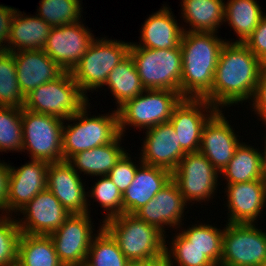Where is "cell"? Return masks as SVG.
Instances as JSON below:
<instances>
[{
    "label": "cell",
    "instance_id": "cell-1",
    "mask_svg": "<svg viewBox=\"0 0 266 266\" xmlns=\"http://www.w3.org/2000/svg\"><path fill=\"white\" fill-rule=\"evenodd\" d=\"M263 66L244 43L226 42L219 55L212 90L203 99L218 110L249 103Z\"/></svg>",
    "mask_w": 266,
    "mask_h": 266
},
{
    "label": "cell",
    "instance_id": "cell-2",
    "mask_svg": "<svg viewBox=\"0 0 266 266\" xmlns=\"http://www.w3.org/2000/svg\"><path fill=\"white\" fill-rule=\"evenodd\" d=\"M226 42L217 33L184 31L180 44L183 98L203 99L212 90L219 55Z\"/></svg>",
    "mask_w": 266,
    "mask_h": 266
},
{
    "label": "cell",
    "instance_id": "cell-3",
    "mask_svg": "<svg viewBox=\"0 0 266 266\" xmlns=\"http://www.w3.org/2000/svg\"><path fill=\"white\" fill-rule=\"evenodd\" d=\"M119 249L131 263L156 262L164 258L165 235L134 214L123 213L103 222Z\"/></svg>",
    "mask_w": 266,
    "mask_h": 266
},
{
    "label": "cell",
    "instance_id": "cell-4",
    "mask_svg": "<svg viewBox=\"0 0 266 266\" xmlns=\"http://www.w3.org/2000/svg\"><path fill=\"white\" fill-rule=\"evenodd\" d=\"M90 104L87 103L78 113L64 120L63 161L78 152L113 142L120 135L118 111L114 109L111 113L91 116L88 111Z\"/></svg>",
    "mask_w": 266,
    "mask_h": 266
},
{
    "label": "cell",
    "instance_id": "cell-5",
    "mask_svg": "<svg viewBox=\"0 0 266 266\" xmlns=\"http://www.w3.org/2000/svg\"><path fill=\"white\" fill-rule=\"evenodd\" d=\"M130 46L131 42L96 37L71 71L81 91L86 95L103 88L110 71L129 55Z\"/></svg>",
    "mask_w": 266,
    "mask_h": 266
},
{
    "label": "cell",
    "instance_id": "cell-6",
    "mask_svg": "<svg viewBox=\"0 0 266 266\" xmlns=\"http://www.w3.org/2000/svg\"><path fill=\"white\" fill-rule=\"evenodd\" d=\"M89 100L75 83L71 72L65 71L57 79L41 84L26 95L23 108L66 120L78 113Z\"/></svg>",
    "mask_w": 266,
    "mask_h": 266
},
{
    "label": "cell",
    "instance_id": "cell-7",
    "mask_svg": "<svg viewBox=\"0 0 266 266\" xmlns=\"http://www.w3.org/2000/svg\"><path fill=\"white\" fill-rule=\"evenodd\" d=\"M143 87L147 90H172L180 92L182 79L181 47L149 49L130 47Z\"/></svg>",
    "mask_w": 266,
    "mask_h": 266
},
{
    "label": "cell",
    "instance_id": "cell-8",
    "mask_svg": "<svg viewBox=\"0 0 266 266\" xmlns=\"http://www.w3.org/2000/svg\"><path fill=\"white\" fill-rule=\"evenodd\" d=\"M182 99L180 92L145 89L117 110L120 134L124 136L127 127L142 131L169 122L173 109Z\"/></svg>",
    "mask_w": 266,
    "mask_h": 266
},
{
    "label": "cell",
    "instance_id": "cell-9",
    "mask_svg": "<svg viewBox=\"0 0 266 266\" xmlns=\"http://www.w3.org/2000/svg\"><path fill=\"white\" fill-rule=\"evenodd\" d=\"M23 147L31 160L49 163L63 161L62 128L64 120L22 108Z\"/></svg>",
    "mask_w": 266,
    "mask_h": 266
},
{
    "label": "cell",
    "instance_id": "cell-10",
    "mask_svg": "<svg viewBox=\"0 0 266 266\" xmlns=\"http://www.w3.org/2000/svg\"><path fill=\"white\" fill-rule=\"evenodd\" d=\"M256 225H224L220 266H260L266 261V232Z\"/></svg>",
    "mask_w": 266,
    "mask_h": 266
},
{
    "label": "cell",
    "instance_id": "cell-11",
    "mask_svg": "<svg viewBox=\"0 0 266 266\" xmlns=\"http://www.w3.org/2000/svg\"><path fill=\"white\" fill-rule=\"evenodd\" d=\"M220 173L200 152L186 153L172 172V180L177 184L186 203L201 204L210 201L218 193ZM214 196V197H213Z\"/></svg>",
    "mask_w": 266,
    "mask_h": 266
},
{
    "label": "cell",
    "instance_id": "cell-12",
    "mask_svg": "<svg viewBox=\"0 0 266 266\" xmlns=\"http://www.w3.org/2000/svg\"><path fill=\"white\" fill-rule=\"evenodd\" d=\"M90 216L89 213L70 214L56 231L49 234L64 266H84L90 244L96 235Z\"/></svg>",
    "mask_w": 266,
    "mask_h": 266
},
{
    "label": "cell",
    "instance_id": "cell-13",
    "mask_svg": "<svg viewBox=\"0 0 266 266\" xmlns=\"http://www.w3.org/2000/svg\"><path fill=\"white\" fill-rule=\"evenodd\" d=\"M95 38L81 21L52 27L43 50L64 71L71 72Z\"/></svg>",
    "mask_w": 266,
    "mask_h": 266
},
{
    "label": "cell",
    "instance_id": "cell-14",
    "mask_svg": "<svg viewBox=\"0 0 266 266\" xmlns=\"http://www.w3.org/2000/svg\"><path fill=\"white\" fill-rule=\"evenodd\" d=\"M218 111L206 99L183 98L173 109L169 122L185 153L199 152L204 125Z\"/></svg>",
    "mask_w": 266,
    "mask_h": 266
},
{
    "label": "cell",
    "instance_id": "cell-15",
    "mask_svg": "<svg viewBox=\"0 0 266 266\" xmlns=\"http://www.w3.org/2000/svg\"><path fill=\"white\" fill-rule=\"evenodd\" d=\"M16 218L20 232L31 235H49L56 231L70 216L60 201L47 188L39 192Z\"/></svg>",
    "mask_w": 266,
    "mask_h": 266
},
{
    "label": "cell",
    "instance_id": "cell-16",
    "mask_svg": "<svg viewBox=\"0 0 266 266\" xmlns=\"http://www.w3.org/2000/svg\"><path fill=\"white\" fill-rule=\"evenodd\" d=\"M48 165L44 160H30L19 168L10 165L6 215L17 217L22 208L47 188Z\"/></svg>",
    "mask_w": 266,
    "mask_h": 266
},
{
    "label": "cell",
    "instance_id": "cell-17",
    "mask_svg": "<svg viewBox=\"0 0 266 266\" xmlns=\"http://www.w3.org/2000/svg\"><path fill=\"white\" fill-rule=\"evenodd\" d=\"M188 204L184 200L177 184L171 181L161 189L146 205L138 209L134 215L149 225L160 230L165 238V228L178 230L184 225V212ZM167 226V227H166Z\"/></svg>",
    "mask_w": 266,
    "mask_h": 266
},
{
    "label": "cell",
    "instance_id": "cell-18",
    "mask_svg": "<svg viewBox=\"0 0 266 266\" xmlns=\"http://www.w3.org/2000/svg\"><path fill=\"white\" fill-rule=\"evenodd\" d=\"M225 110H218L204 125L199 152L221 173L234 156L241 141L224 116ZM237 134V135H236Z\"/></svg>",
    "mask_w": 266,
    "mask_h": 266
},
{
    "label": "cell",
    "instance_id": "cell-19",
    "mask_svg": "<svg viewBox=\"0 0 266 266\" xmlns=\"http://www.w3.org/2000/svg\"><path fill=\"white\" fill-rule=\"evenodd\" d=\"M81 178L67 161L48 165L47 189L70 214H90L91 211L88 207L91 201L87 199V188Z\"/></svg>",
    "mask_w": 266,
    "mask_h": 266
},
{
    "label": "cell",
    "instance_id": "cell-20",
    "mask_svg": "<svg viewBox=\"0 0 266 266\" xmlns=\"http://www.w3.org/2000/svg\"><path fill=\"white\" fill-rule=\"evenodd\" d=\"M145 131V138L141 139L143 145L139 154L140 160L144 164L172 173L186 154L180 146L174 127L170 122H166Z\"/></svg>",
    "mask_w": 266,
    "mask_h": 266
},
{
    "label": "cell",
    "instance_id": "cell-21",
    "mask_svg": "<svg viewBox=\"0 0 266 266\" xmlns=\"http://www.w3.org/2000/svg\"><path fill=\"white\" fill-rule=\"evenodd\" d=\"M227 223H256L266 207V185L262 180L226 184ZM259 216V217H258Z\"/></svg>",
    "mask_w": 266,
    "mask_h": 266
},
{
    "label": "cell",
    "instance_id": "cell-22",
    "mask_svg": "<svg viewBox=\"0 0 266 266\" xmlns=\"http://www.w3.org/2000/svg\"><path fill=\"white\" fill-rule=\"evenodd\" d=\"M17 79L24 96L41 84L53 81L65 71L43 49L12 52Z\"/></svg>",
    "mask_w": 266,
    "mask_h": 266
},
{
    "label": "cell",
    "instance_id": "cell-23",
    "mask_svg": "<svg viewBox=\"0 0 266 266\" xmlns=\"http://www.w3.org/2000/svg\"><path fill=\"white\" fill-rule=\"evenodd\" d=\"M169 5L149 15L142 24L139 44L131 42L130 47H144L149 49L178 48L184 33L182 25L175 19ZM181 25V26H180Z\"/></svg>",
    "mask_w": 266,
    "mask_h": 266
},
{
    "label": "cell",
    "instance_id": "cell-24",
    "mask_svg": "<svg viewBox=\"0 0 266 266\" xmlns=\"http://www.w3.org/2000/svg\"><path fill=\"white\" fill-rule=\"evenodd\" d=\"M172 179V173L160 167L141 163L134 180L123 193V213L134 214L146 205Z\"/></svg>",
    "mask_w": 266,
    "mask_h": 266
},
{
    "label": "cell",
    "instance_id": "cell-25",
    "mask_svg": "<svg viewBox=\"0 0 266 266\" xmlns=\"http://www.w3.org/2000/svg\"><path fill=\"white\" fill-rule=\"evenodd\" d=\"M120 134L113 142L104 144L87 151H81L71 156L67 162L80 175L82 172L87 176H105L108 175L111 169L122 155L129 150L124 149Z\"/></svg>",
    "mask_w": 266,
    "mask_h": 266
},
{
    "label": "cell",
    "instance_id": "cell-26",
    "mask_svg": "<svg viewBox=\"0 0 266 266\" xmlns=\"http://www.w3.org/2000/svg\"><path fill=\"white\" fill-rule=\"evenodd\" d=\"M52 27L37 15L16 10L12 21L8 51L43 49Z\"/></svg>",
    "mask_w": 266,
    "mask_h": 266
},
{
    "label": "cell",
    "instance_id": "cell-27",
    "mask_svg": "<svg viewBox=\"0 0 266 266\" xmlns=\"http://www.w3.org/2000/svg\"><path fill=\"white\" fill-rule=\"evenodd\" d=\"M180 3V18L189 24L185 25L189 28L182 25L184 31L218 33L224 24L225 0H181Z\"/></svg>",
    "mask_w": 266,
    "mask_h": 266
},
{
    "label": "cell",
    "instance_id": "cell-28",
    "mask_svg": "<svg viewBox=\"0 0 266 266\" xmlns=\"http://www.w3.org/2000/svg\"><path fill=\"white\" fill-rule=\"evenodd\" d=\"M104 86L115 98L116 110L145 90L130 54L110 71Z\"/></svg>",
    "mask_w": 266,
    "mask_h": 266
},
{
    "label": "cell",
    "instance_id": "cell-29",
    "mask_svg": "<svg viewBox=\"0 0 266 266\" xmlns=\"http://www.w3.org/2000/svg\"><path fill=\"white\" fill-rule=\"evenodd\" d=\"M264 15L257 0H227L225 2L224 23L233 28L237 35L234 43H244Z\"/></svg>",
    "mask_w": 266,
    "mask_h": 266
},
{
    "label": "cell",
    "instance_id": "cell-30",
    "mask_svg": "<svg viewBox=\"0 0 266 266\" xmlns=\"http://www.w3.org/2000/svg\"><path fill=\"white\" fill-rule=\"evenodd\" d=\"M261 164L262 154L259 147L254 148L242 140L220 176L226 180L225 184L261 180Z\"/></svg>",
    "mask_w": 266,
    "mask_h": 266
},
{
    "label": "cell",
    "instance_id": "cell-31",
    "mask_svg": "<svg viewBox=\"0 0 266 266\" xmlns=\"http://www.w3.org/2000/svg\"><path fill=\"white\" fill-rule=\"evenodd\" d=\"M15 266H64L49 235L21 233Z\"/></svg>",
    "mask_w": 266,
    "mask_h": 266
},
{
    "label": "cell",
    "instance_id": "cell-32",
    "mask_svg": "<svg viewBox=\"0 0 266 266\" xmlns=\"http://www.w3.org/2000/svg\"><path fill=\"white\" fill-rule=\"evenodd\" d=\"M92 239L84 266H128L131 262L119 249L116 240L100 222Z\"/></svg>",
    "mask_w": 266,
    "mask_h": 266
},
{
    "label": "cell",
    "instance_id": "cell-33",
    "mask_svg": "<svg viewBox=\"0 0 266 266\" xmlns=\"http://www.w3.org/2000/svg\"><path fill=\"white\" fill-rule=\"evenodd\" d=\"M181 226L178 231L208 257L216 266H220L223 247V231L212 224L192 223L187 229ZM181 229V230H180Z\"/></svg>",
    "mask_w": 266,
    "mask_h": 266
},
{
    "label": "cell",
    "instance_id": "cell-34",
    "mask_svg": "<svg viewBox=\"0 0 266 266\" xmlns=\"http://www.w3.org/2000/svg\"><path fill=\"white\" fill-rule=\"evenodd\" d=\"M25 96L20 89L13 53L0 51V106L22 109Z\"/></svg>",
    "mask_w": 266,
    "mask_h": 266
},
{
    "label": "cell",
    "instance_id": "cell-35",
    "mask_svg": "<svg viewBox=\"0 0 266 266\" xmlns=\"http://www.w3.org/2000/svg\"><path fill=\"white\" fill-rule=\"evenodd\" d=\"M174 234L172 241L165 238L164 247V259L171 266H216L180 232Z\"/></svg>",
    "mask_w": 266,
    "mask_h": 266
},
{
    "label": "cell",
    "instance_id": "cell-36",
    "mask_svg": "<svg viewBox=\"0 0 266 266\" xmlns=\"http://www.w3.org/2000/svg\"><path fill=\"white\" fill-rule=\"evenodd\" d=\"M83 0H41L37 16L51 27H60L82 21Z\"/></svg>",
    "mask_w": 266,
    "mask_h": 266
},
{
    "label": "cell",
    "instance_id": "cell-37",
    "mask_svg": "<svg viewBox=\"0 0 266 266\" xmlns=\"http://www.w3.org/2000/svg\"><path fill=\"white\" fill-rule=\"evenodd\" d=\"M22 109L0 106V152L22 153ZM8 151V152H7Z\"/></svg>",
    "mask_w": 266,
    "mask_h": 266
},
{
    "label": "cell",
    "instance_id": "cell-38",
    "mask_svg": "<svg viewBox=\"0 0 266 266\" xmlns=\"http://www.w3.org/2000/svg\"><path fill=\"white\" fill-rule=\"evenodd\" d=\"M96 181L94 186H91L92 188L87 191V199L91 198L94 199L93 202L97 201L104 210L103 214L106 212L102 223L123 214V195L118 187L107 175L100 176Z\"/></svg>",
    "mask_w": 266,
    "mask_h": 266
},
{
    "label": "cell",
    "instance_id": "cell-39",
    "mask_svg": "<svg viewBox=\"0 0 266 266\" xmlns=\"http://www.w3.org/2000/svg\"><path fill=\"white\" fill-rule=\"evenodd\" d=\"M21 232L16 217L0 216V266H15Z\"/></svg>",
    "mask_w": 266,
    "mask_h": 266
},
{
    "label": "cell",
    "instance_id": "cell-40",
    "mask_svg": "<svg viewBox=\"0 0 266 266\" xmlns=\"http://www.w3.org/2000/svg\"><path fill=\"white\" fill-rule=\"evenodd\" d=\"M131 156L126 151L107 175L114 185L118 187L122 195L134 180L138 165L142 163L139 159L136 165Z\"/></svg>",
    "mask_w": 266,
    "mask_h": 266
},
{
    "label": "cell",
    "instance_id": "cell-41",
    "mask_svg": "<svg viewBox=\"0 0 266 266\" xmlns=\"http://www.w3.org/2000/svg\"><path fill=\"white\" fill-rule=\"evenodd\" d=\"M244 44L266 65V15L261 18L258 26Z\"/></svg>",
    "mask_w": 266,
    "mask_h": 266
},
{
    "label": "cell",
    "instance_id": "cell-42",
    "mask_svg": "<svg viewBox=\"0 0 266 266\" xmlns=\"http://www.w3.org/2000/svg\"><path fill=\"white\" fill-rule=\"evenodd\" d=\"M249 105H252L250 106L252 107L251 110L254 109L252 111H254L257 117H260L258 119L262 121L261 124L263 123V125H266V65L262 67L256 92L252 101L249 102Z\"/></svg>",
    "mask_w": 266,
    "mask_h": 266
},
{
    "label": "cell",
    "instance_id": "cell-43",
    "mask_svg": "<svg viewBox=\"0 0 266 266\" xmlns=\"http://www.w3.org/2000/svg\"><path fill=\"white\" fill-rule=\"evenodd\" d=\"M16 8L0 4V51H8L12 21Z\"/></svg>",
    "mask_w": 266,
    "mask_h": 266
},
{
    "label": "cell",
    "instance_id": "cell-44",
    "mask_svg": "<svg viewBox=\"0 0 266 266\" xmlns=\"http://www.w3.org/2000/svg\"><path fill=\"white\" fill-rule=\"evenodd\" d=\"M10 176V163L0 159V216L6 215V200L8 198V185Z\"/></svg>",
    "mask_w": 266,
    "mask_h": 266
},
{
    "label": "cell",
    "instance_id": "cell-45",
    "mask_svg": "<svg viewBox=\"0 0 266 266\" xmlns=\"http://www.w3.org/2000/svg\"><path fill=\"white\" fill-rule=\"evenodd\" d=\"M266 133V132H265ZM264 133V149L261 150L262 164H261V180L266 185V134Z\"/></svg>",
    "mask_w": 266,
    "mask_h": 266
},
{
    "label": "cell",
    "instance_id": "cell-46",
    "mask_svg": "<svg viewBox=\"0 0 266 266\" xmlns=\"http://www.w3.org/2000/svg\"><path fill=\"white\" fill-rule=\"evenodd\" d=\"M141 266H171L164 258L156 262H141Z\"/></svg>",
    "mask_w": 266,
    "mask_h": 266
},
{
    "label": "cell",
    "instance_id": "cell-47",
    "mask_svg": "<svg viewBox=\"0 0 266 266\" xmlns=\"http://www.w3.org/2000/svg\"><path fill=\"white\" fill-rule=\"evenodd\" d=\"M128 266H141V262L140 263H130Z\"/></svg>",
    "mask_w": 266,
    "mask_h": 266
},
{
    "label": "cell",
    "instance_id": "cell-48",
    "mask_svg": "<svg viewBox=\"0 0 266 266\" xmlns=\"http://www.w3.org/2000/svg\"><path fill=\"white\" fill-rule=\"evenodd\" d=\"M260 266H266V261L264 263H262Z\"/></svg>",
    "mask_w": 266,
    "mask_h": 266
}]
</instances>
